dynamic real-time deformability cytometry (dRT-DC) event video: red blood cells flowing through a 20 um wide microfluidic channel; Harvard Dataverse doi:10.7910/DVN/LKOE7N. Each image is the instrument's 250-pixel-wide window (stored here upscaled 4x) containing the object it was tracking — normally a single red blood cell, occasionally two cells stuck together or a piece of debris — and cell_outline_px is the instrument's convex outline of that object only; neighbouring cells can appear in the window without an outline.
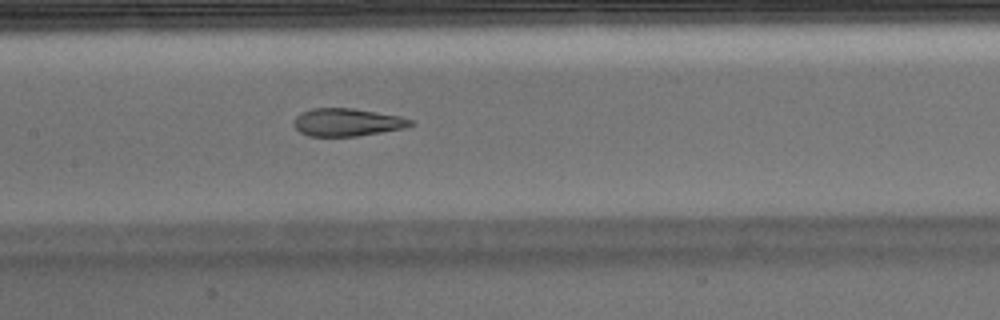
{"species": "Egyptian fruit bat (a non-hibernating species)", "species_latin": "Rousettus aegyptiacus", "temperature_condition": "warm", "stored_images_in_passage": 48, "segment_of_instrument_passage": [1, 2], "camera_frame_rate_fps": 3000, "um_per_image_px": 0.085, "animal": {"sex": "male"}, "frame": {"image": 1, "passage_image": 21, "time_ms": 6.667, "image_size_px": [1000, 320], "cell_outline_px": [[416, 124], [404, 128], [356, 136], [308, 136], [300, 132], [292, 124], [296, 116], [300, 112], [312, 108], [352, 108], [400, 116], [412, 120]], "centroid_in_image_um": [29.48, 10.39], "position_along_channel_um": 177.9, "area_um2": 18.9}}